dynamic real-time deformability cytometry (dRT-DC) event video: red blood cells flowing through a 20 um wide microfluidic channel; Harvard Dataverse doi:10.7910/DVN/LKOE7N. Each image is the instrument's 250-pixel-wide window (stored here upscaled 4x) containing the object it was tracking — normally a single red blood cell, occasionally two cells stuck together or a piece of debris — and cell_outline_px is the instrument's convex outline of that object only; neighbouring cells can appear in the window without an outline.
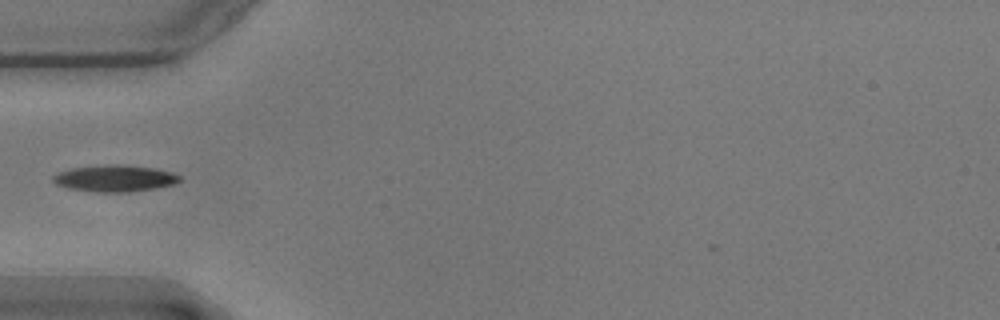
{"species": "common noctule bat (a hibernating species)", "species_latin": "Nyctalus noctula", "temperature_condition": "warm", "stored_images_in_passage": 37, "camera_frame_rate_fps": 3000, "um_per_image_px": 0.085, "animal": {"sex": "male", "body_mass_g": 17.9}, "frame": {"image": 1, "passage_image": 1, "time_ms": 0.0, "image_size_px": [1000, 320], "cell_outline_px": [[180, 180], [172, 184], [152, 188], [128, 192], [96, 192], [68, 188], [56, 184], [52, 180], [52, 176], [56, 172], [72, 168], [104, 164], [120, 164], [156, 168], [172, 172], [180, 176]], "centroid_in_image_um": [9.7, 15.14], "position_along_channel_um": 75.3, "area_um2": 19.65}}
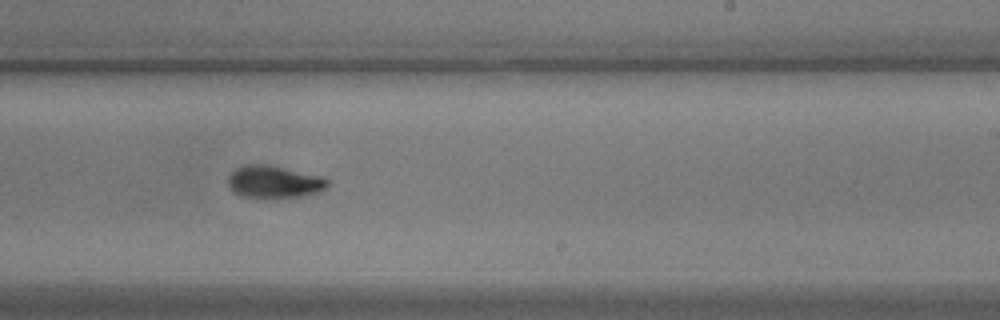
{"frame": {"image": 2, "passage_image": 17, "time_ms": 5.333, "image_size_px": [1000, 320], "cell_outline_px": [[328, 188], [320, 192], [288, 200], [276, 200], [244, 196], [236, 192], [228, 184], [228, 176], [236, 168], [244, 164], [264, 164], [324, 176], [328, 180]], "centroid_in_image_um": [23.37, 15.5], "position_along_channel_um": 265.6, "area_um2": 19.42}}
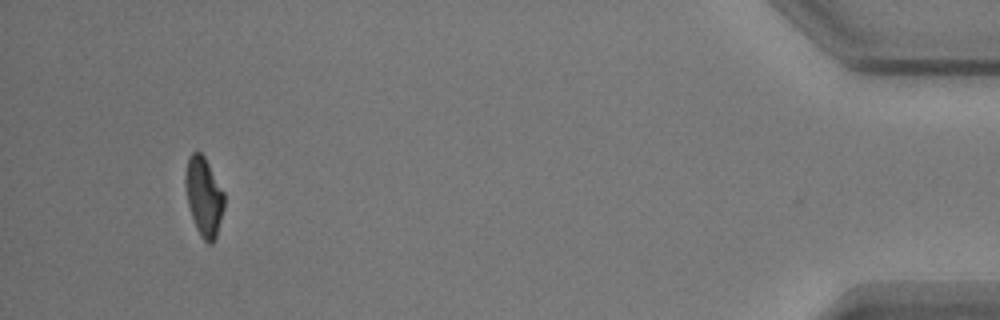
{"frame": {"image": 3, "passage_image": 36, "time_ms": 11.667, "image_size_px": [1000, 320], "cell_outline_px": [[224, 208], [216, 240], [212, 244], [208, 244], [200, 236], [196, 228], [188, 204], [184, 184], [184, 176], [188, 156], [192, 152], [200, 152], [204, 156], [224, 192]], "centroid_in_image_um": [17.32, 16.73], "position_along_channel_um": 417.9, "area_um2": 18.03}}